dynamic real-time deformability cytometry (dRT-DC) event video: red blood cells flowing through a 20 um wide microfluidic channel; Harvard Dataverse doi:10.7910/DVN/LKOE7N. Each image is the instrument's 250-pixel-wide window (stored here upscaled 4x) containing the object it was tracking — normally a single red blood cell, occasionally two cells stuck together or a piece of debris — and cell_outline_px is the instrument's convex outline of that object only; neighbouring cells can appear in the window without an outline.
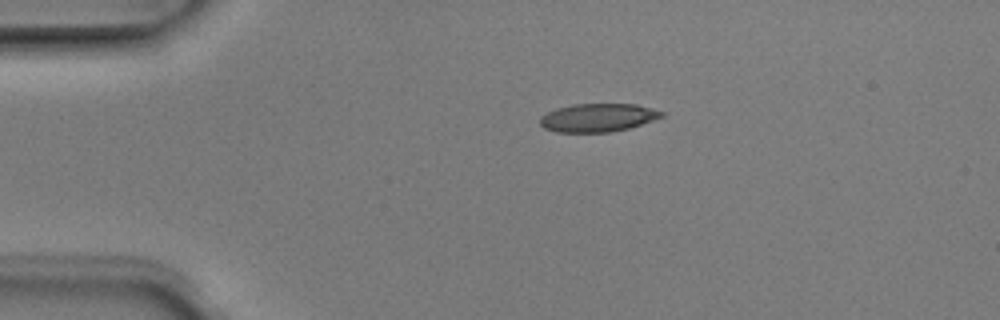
{"species": "Egyptian fruit bat (a non-hibernating species)", "species_latin": "Rousettus aegyptiacus", "temperature_condition": "room temperature", "stored_images_in_passage": 2, "camera_frame_rate_fps": 3000, "um_per_image_px": 0.085, "animal": {"sex": "male"}, "frame": {"image": 1, "passage_image": 1, "time_ms": 0.0, "image_size_px": [1000, 320], "cell_outline_px": [[664, 116], [628, 128], [608, 132], [556, 132], [544, 128], [540, 124], [540, 116], [556, 108], [572, 104], [636, 104], [652, 108], [664, 112]], "centroid_in_image_um": [50.79, 9.99], "position_along_channel_um": 34.2, "area_um2": 19.94}}